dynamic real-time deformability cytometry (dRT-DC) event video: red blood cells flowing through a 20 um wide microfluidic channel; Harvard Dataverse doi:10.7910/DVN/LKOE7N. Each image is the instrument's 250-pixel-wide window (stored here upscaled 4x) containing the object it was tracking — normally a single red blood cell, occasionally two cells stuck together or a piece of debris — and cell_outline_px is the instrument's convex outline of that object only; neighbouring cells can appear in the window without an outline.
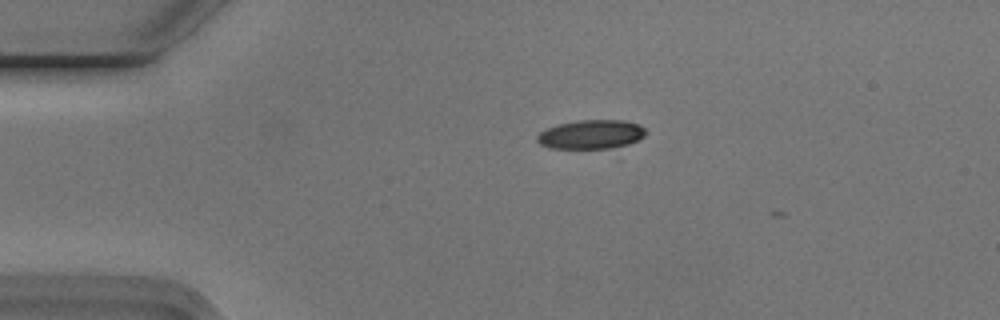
{"species": "Egyptian fruit bat (a non-hibernating species)", "species_latin": "Rousettus aegyptiacus", "temperature_condition": "cold", "stored_images_in_passage": 7, "camera_frame_rate_fps": 3000, "um_per_image_px": 0.085, "animal": {"sex": "male"}, "frame": {"image": 1, "passage_image": 1, "time_ms": 0.0, "image_size_px": [1000, 320], "cell_outline_px": [[644, 136], [620, 160], [548, 148], [540, 144], [536, 140], [536, 136], [540, 132], [548, 128], [560, 124], [580, 120], [624, 120], [640, 124], [644, 128]], "centroid_in_image_um": [50.45, 11.69], "position_along_channel_um": 34.6, "area_um2": 22.48}}